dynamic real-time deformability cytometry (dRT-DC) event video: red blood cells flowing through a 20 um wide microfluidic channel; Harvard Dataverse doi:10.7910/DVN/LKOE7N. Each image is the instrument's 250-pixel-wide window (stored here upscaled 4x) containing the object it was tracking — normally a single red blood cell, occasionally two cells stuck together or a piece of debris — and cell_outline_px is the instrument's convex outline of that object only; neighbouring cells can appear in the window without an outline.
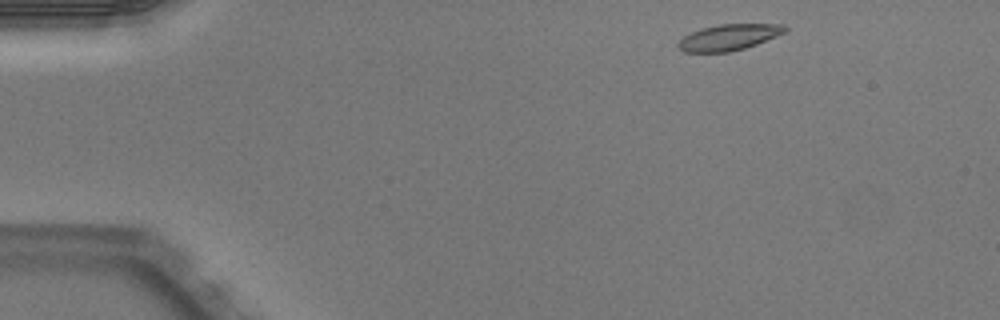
{"species": "Egyptian fruit bat (a non-hibernating species)", "species_latin": "Rousettus aegyptiacus", "temperature_condition": "warm", "stored_images_in_passage": 45, "camera_frame_rate_fps": 3000, "um_per_image_px": 0.085, "animal": {"sex": "male"}, "frame": {"image": 1, "passage_image": 1, "time_ms": 0.0, "image_size_px": [1000, 320], "cell_outline_px": [[788, 28], [784, 32], [776, 36], [756, 44], [744, 48], [728, 52], [684, 52], [676, 44], [684, 36], [700, 28], [720, 24], [784, 24]], "centroid_in_image_um": [61.94, 3.16], "position_along_channel_um": 23.1, "area_um2": 16.07}}
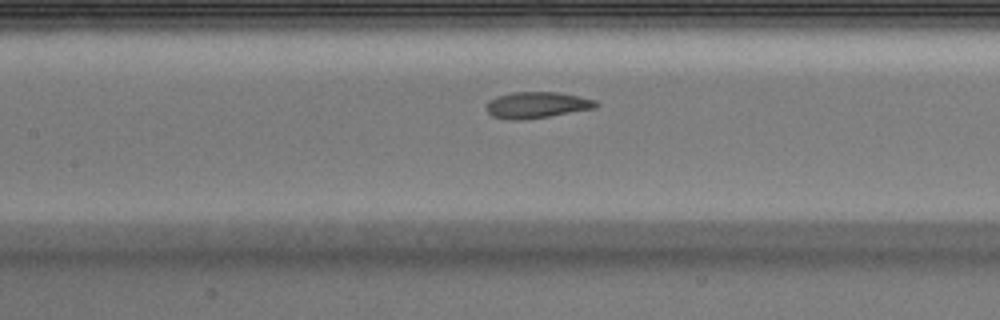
{"frame": {"image": 2, "passage_image": 18, "time_ms": 5.667, "image_size_px": [1000, 320], "cell_outline_px": [[600, 104], [596, 108], [524, 120], [508, 120], [492, 116], [484, 108], [488, 100], [496, 96], [512, 92], [556, 92], [596, 100]], "centroid_in_image_um": [45.58, 8.93], "position_along_channel_um": 161.8, "area_um2": 16.88}}
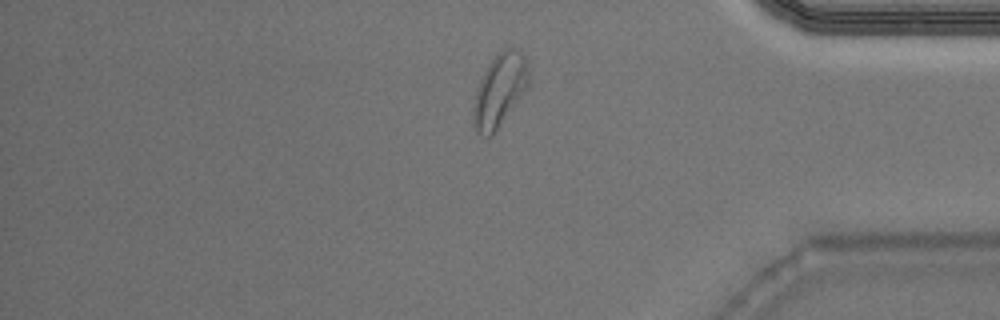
{"frame": {"image": 3, "passage_image": 37, "time_ms": 12.0, "image_size_px": [1000, 320], "cell_outline_px": [[528, 88], [492, 136], [484, 136], [476, 132], [472, 124], [472, 108], [476, 88], [488, 64], [504, 48], [512, 48], [520, 52], [524, 56], [528, 72]], "centroid_in_image_um": [42.43, 7.72], "position_along_channel_um": 392.8, "area_um2": 23.47}, "authors_computed_cell_mechanics": {"area_um2": 17.5712, "velocity_mm_per_s": 3.9678, "shape_relaxation_time_tau1_ms": 3.9416, "shape_relaxation_time_tau2_ms": 1.113, "deformation_change_tau1": 0.1532, "deformation_change_tau2": 0.0672}}